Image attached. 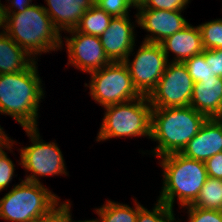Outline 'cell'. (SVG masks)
<instances>
[{
    "instance_id": "cell-7",
    "label": "cell",
    "mask_w": 222,
    "mask_h": 222,
    "mask_svg": "<svg viewBox=\"0 0 222 222\" xmlns=\"http://www.w3.org/2000/svg\"><path fill=\"white\" fill-rule=\"evenodd\" d=\"M89 75L90 82L85 87H89L92 99L103 107L141 97L124 62H111Z\"/></svg>"
},
{
    "instance_id": "cell-34",
    "label": "cell",
    "mask_w": 222,
    "mask_h": 222,
    "mask_svg": "<svg viewBox=\"0 0 222 222\" xmlns=\"http://www.w3.org/2000/svg\"><path fill=\"white\" fill-rule=\"evenodd\" d=\"M63 222H97V221L96 219L73 221L71 214V203L68 200V201H63Z\"/></svg>"
},
{
    "instance_id": "cell-17",
    "label": "cell",
    "mask_w": 222,
    "mask_h": 222,
    "mask_svg": "<svg viewBox=\"0 0 222 222\" xmlns=\"http://www.w3.org/2000/svg\"><path fill=\"white\" fill-rule=\"evenodd\" d=\"M190 106L207 118H222V78L195 82Z\"/></svg>"
},
{
    "instance_id": "cell-19",
    "label": "cell",
    "mask_w": 222,
    "mask_h": 222,
    "mask_svg": "<svg viewBox=\"0 0 222 222\" xmlns=\"http://www.w3.org/2000/svg\"><path fill=\"white\" fill-rule=\"evenodd\" d=\"M113 17L94 4L86 10L75 30L84 34L100 37L108 28Z\"/></svg>"
},
{
    "instance_id": "cell-5",
    "label": "cell",
    "mask_w": 222,
    "mask_h": 222,
    "mask_svg": "<svg viewBox=\"0 0 222 222\" xmlns=\"http://www.w3.org/2000/svg\"><path fill=\"white\" fill-rule=\"evenodd\" d=\"M0 199V218L9 222H32L47 215L60 203V197L42 183L21 180Z\"/></svg>"
},
{
    "instance_id": "cell-15",
    "label": "cell",
    "mask_w": 222,
    "mask_h": 222,
    "mask_svg": "<svg viewBox=\"0 0 222 222\" xmlns=\"http://www.w3.org/2000/svg\"><path fill=\"white\" fill-rule=\"evenodd\" d=\"M168 62L169 53L174 54L171 62L184 63L194 55H198L204 51L202 44V36L199 26L187 24L182 30L167 37L160 43Z\"/></svg>"
},
{
    "instance_id": "cell-9",
    "label": "cell",
    "mask_w": 222,
    "mask_h": 222,
    "mask_svg": "<svg viewBox=\"0 0 222 222\" xmlns=\"http://www.w3.org/2000/svg\"><path fill=\"white\" fill-rule=\"evenodd\" d=\"M123 62L138 93L148 97L165 72L168 59L161 44L143 41L133 60L127 57Z\"/></svg>"
},
{
    "instance_id": "cell-28",
    "label": "cell",
    "mask_w": 222,
    "mask_h": 222,
    "mask_svg": "<svg viewBox=\"0 0 222 222\" xmlns=\"http://www.w3.org/2000/svg\"><path fill=\"white\" fill-rule=\"evenodd\" d=\"M15 166L13 161L6 154L0 159V192L7 189L13 180Z\"/></svg>"
},
{
    "instance_id": "cell-26",
    "label": "cell",
    "mask_w": 222,
    "mask_h": 222,
    "mask_svg": "<svg viewBox=\"0 0 222 222\" xmlns=\"http://www.w3.org/2000/svg\"><path fill=\"white\" fill-rule=\"evenodd\" d=\"M95 4L112 17L130 15L129 9L135 7L130 0H96Z\"/></svg>"
},
{
    "instance_id": "cell-36",
    "label": "cell",
    "mask_w": 222,
    "mask_h": 222,
    "mask_svg": "<svg viewBox=\"0 0 222 222\" xmlns=\"http://www.w3.org/2000/svg\"><path fill=\"white\" fill-rule=\"evenodd\" d=\"M145 0H130V2L135 6V8L141 5Z\"/></svg>"
},
{
    "instance_id": "cell-25",
    "label": "cell",
    "mask_w": 222,
    "mask_h": 222,
    "mask_svg": "<svg viewBox=\"0 0 222 222\" xmlns=\"http://www.w3.org/2000/svg\"><path fill=\"white\" fill-rule=\"evenodd\" d=\"M188 213V222H222V211L202 209L192 204L184 206Z\"/></svg>"
},
{
    "instance_id": "cell-27",
    "label": "cell",
    "mask_w": 222,
    "mask_h": 222,
    "mask_svg": "<svg viewBox=\"0 0 222 222\" xmlns=\"http://www.w3.org/2000/svg\"><path fill=\"white\" fill-rule=\"evenodd\" d=\"M188 3H190V0H145L136 8L183 11Z\"/></svg>"
},
{
    "instance_id": "cell-22",
    "label": "cell",
    "mask_w": 222,
    "mask_h": 222,
    "mask_svg": "<svg viewBox=\"0 0 222 222\" xmlns=\"http://www.w3.org/2000/svg\"><path fill=\"white\" fill-rule=\"evenodd\" d=\"M174 209L169 208L163 202L157 200L152 210H148L138 203V215L136 222H180L174 216Z\"/></svg>"
},
{
    "instance_id": "cell-12",
    "label": "cell",
    "mask_w": 222,
    "mask_h": 222,
    "mask_svg": "<svg viewBox=\"0 0 222 222\" xmlns=\"http://www.w3.org/2000/svg\"><path fill=\"white\" fill-rule=\"evenodd\" d=\"M135 22L138 27L150 34L143 41L161 43L167 37L182 30L189 22L181 14L182 11L136 8Z\"/></svg>"
},
{
    "instance_id": "cell-3",
    "label": "cell",
    "mask_w": 222,
    "mask_h": 222,
    "mask_svg": "<svg viewBox=\"0 0 222 222\" xmlns=\"http://www.w3.org/2000/svg\"><path fill=\"white\" fill-rule=\"evenodd\" d=\"M5 17L4 32L32 58L63 49L61 33L42 5L34 4L24 12L5 14Z\"/></svg>"
},
{
    "instance_id": "cell-16",
    "label": "cell",
    "mask_w": 222,
    "mask_h": 222,
    "mask_svg": "<svg viewBox=\"0 0 222 222\" xmlns=\"http://www.w3.org/2000/svg\"><path fill=\"white\" fill-rule=\"evenodd\" d=\"M48 7L43 6L54 26L61 31L75 29L86 10L96 0H45Z\"/></svg>"
},
{
    "instance_id": "cell-29",
    "label": "cell",
    "mask_w": 222,
    "mask_h": 222,
    "mask_svg": "<svg viewBox=\"0 0 222 222\" xmlns=\"http://www.w3.org/2000/svg\"><path fill=\"white\" fill-rule=\"evenodd\" d=\"M205 60H210L212 73L222 78V49H205Z\"/></svg>"
},
{
    "instance_id": "cell-23",
    "label": "cell",
    "mask_w": 222,
    "mask_h": 222,
    "mask_svg": "<svg viewBox=\"0 0 222 222\" xmlns=\"http://www.w3.org/2000/svg\"><path fill=\"white\" fill-rule=\"evenodd\" d=\"M186 65L189 75L191 76L193 82H201L204 79H218L212 73L210 68V60H205V49L202 53L194 55L184 62Z\"/></svg>"
},
{
    "instance_id": "cell-20",
    "label": "cell",
    "mask_w": 222,
    "mask_h": 222,
    "mask_svg": "<svg viewBox=\"0 0 222 222\" xmlns=\"http://www.w3.org/2000/svg\"><path fill=\"white\" fill-rule=\"evenodd\" d=\"M107 202L101 207L95 209L99 216L97 222H136L138 215V202L135 200V207L127 204L106 200Z\"/></svg>"
},
{
    "instance_id": "cell-11",
    "label": "cell",
    "mask_w": 222,
    "mask_h": 222,
    "mask_svg": "<svg viewBox=\"0 0 222 222\" xmlns=\"http://www.w3.org/2000/svg\"><path fill=\"white\" fill-rule=\"evenodd\" d=\"M65 33L70 34L69 37L64 36L69 57L67 65L75 66L77 70L88 74L111 63L98 36L84 34L75 29Z\"/></svg>"
},
{
    "instance_id": "cell-35",
    "label": "cell",
    "mask_w": 222,
    "mask_h": 222,
    "mask_svg": "<svg viewBox=\"0 0 222 222\" xmlns=\"http://www.w3.org/2000/svg\"><path fill=\"white\" fill-rule=\"evenodd\" d=\"M5 20H6V17H5V13H4V6L0 0V30L2 29V31L0 33L5 31Z\"/></svg>"
},
{
    "instance_id": "cell-13",
    "label": "cell",
    "mask_w": 222,
    "mask_h": 222,
    "mask_svg": "<svg viewBox=\"0 0 222 222\" xmlns=\"http://www.w3.org/2000/svg\"><path fill=\"white\" fill-rule=\"evenodd\" d=\"M129 17V15L113 17L108 28L99 37L104 52L111 62H123L135 49V26Z\"/></svg>"
},
{
    "instance_id": "cell-18",
    "label": "cell",
    "mask_w": 222,
    "mask_h": 222,
    "mask_svg": "<svg viewBox=\"0 0 222 222\" xmlns=\"http://www.w3.org/2000/svg\"><path fill=\"white\" fill-rule=\"evenodd\" d=\"M35 60L5 32L0 33V74L22 72Z\"/></svg>"
},
{
    "instance_id": "cell-10",
    "label": "cell",
    "mask_w": 222,
    "mask_h": 222,
    "mask_svg": "<svg viewBox=\"0 0 222 222\" xmlns=\"http://www.w3.org/2000/svg\"><path fill=\"white\" fill-rule=\"evenodd\" d=\"M194 82L184 63L168 62L156 88L148 96L152 108L190 105Z\"/></svg>"
},
{
    "instance_id": "cell-1",
    "label": "cell",
    "mask_w": 222,
    "mask_h": 222,
    "mask_svg": "<svg viewBox=\"0 0 222 222\" xmlns=\"http://www.w3.org/2000/svg\"><path fill=\"white\" fill-rule=\"evenodd\" d=\"M35 60L26 70L0 74V114L11 116L21 127L37 128L38 110L45 97Z\"/></svg>"
},
{
    "instance_id": "cell-30",
    "label": "cell",
    "mask_w": 222,
    "mask_h": 222,
    "mask_svg": "<svg viewBox=\"0 0 222 222\" xmlns=\"http://www.w3.org/2000/svg\"><path fill=\"white\" fill-rule=\"evenodd\" d=\"M205 165L208 177L222 179V152L209 158Z\"/></svg>"
},
{
    "instance_id": "cell-21",
    "label": "cell",
    "mask_w": 222,
    "mask_h": 222,
    "mask_svg": "<svg viewBox=\"0 0 222 222\" xmlns=\"http://www.w3.org/2000/svg\"><path fill=\"white\" fill-rule=\"evenodd\" d=\"M192 205L202 209L222 211V179L207 177L199 197Z\"/></svg>"
},
{
    "instance_id": "cell-31",
    "label": "cell",
    "mask_w": 222,
    "mask_h": 222,
    "mask_svg": "<svg viewBox=\"0 0 222 222\" xmlns=\"http://www.w3.org/2000/svg\"><path fill=\"white\" fill-rule=\"evenodd\" d=\"M9 5L4 6L5 14L21 13L24 12L28 7L34 5L32 0H7Z\"/></svg>"
},
{
    "instance_id": "cell-6",
    "label": "cell",
    "mask_w": 222,
    "mask_h": 222,
    "mask_svg": "<svg viewBox=\"0 0 222 222\" xmlns=\"http://www.w3.org/2000/svg\"><path fill=\"white\" fill-rule=\"evenodd\" d=\"M96 141L112 138L147 137L151 138V111L147 96L104 107Z\"/></svg>"
},
{
    "instance_id": "cell-4",
    "label": "cell",
    "mask_w": 222,
    "mask_h": 222,
    "mask_svg": "<svg viewBox=\"0 0 222 222\" xmlns=\"http://www.w3.org/2000/svg\"><path fill=\"white\" fill-rule=\"evenodd\" d=\"M159 159L163 169V187L157 200L172 209L176 197L181 208L193 204L208 177L205 162L187 158L181 153Z\"/></svg>"
},
{
    "instance_id": "cell-24",
    "label": "cell",
    "mask_w": 222,
    "mask_h": 222,
    "mask_svg": "<svg viewBox=\"0 0 222 222\" xmlns=\"http://www.w3.org/2000/svg\"><path fill=\"white\" fill-rule=\"evenodd\" d=\"M204 49H222V19L199 25Z\"/></svg>"
},
{
    "instance_id": "cell-33",
    "label": "cell",
    "mask_w": 222,
    "mask_h": 222,
    "mask_svg": "<svg viewBox=\"0 0 222 222\" xmlns=\"http://www.w3.org/2000/svg\"><path fill=\"white\" fill-rule=\"evenodd\" d=\"M3 127H0V159L4 157L7 153L4 151L8 150L12 152V146L14 145V140H12L8 135L3 131Z\"/></svg>"
},
{
    "instance_id": "cell-14",
    "label": "cell",
    "mask_w": 222,
    "mask_h": 222,
    "mask_svg": "<svg viewBox=\"0 0 222 222\" xmlns=\"http://www.w3.org/2000/svg\"><path fill=\"white\" fill-rule=\"evenodd\" d=\"M220 152H222V118H207L181 154L190 159L206 162Z\"/></svg>"
},
{
    "instance_id": "cell-8",
    "label": "cell",
    "mask_w": 222,
    "mask_h": 222,
    "mask_svg": "<svg viewBox=\"0 0 222 222\" xmlns=\"http://www.w3.org/2000/svg\"><path fill=\"white\" fill-rule=\"evenodd\" d=\"M27 136L31 139L30 146L19 148L20 162L25 171L31 172L24 180L41 184L40 176H68L63 154L55 142H44L40 139L39 129L24 128Z\"/></svg>"
},
{
    "instance_id": "cell-2",
    "label": "cell",
    "mask_w": 222,
    "mask_h": 222,
    "mask_svg": "<svg viewBox=\"0 0 222 222\" xmlns=\"http://www.w3.org/2000/svg\"><path fill=\"white\" fill-rule=\"evenodd\" d=\"M207 117L193 107L152 108L151 140L158 143L151 151L162 157L181 153L188 142L199 132Z\"/></svg>"
},
{
    "instance_id": "cell-32",
    "label": "cell",
    "mask_w": 222,
    "mask_h": 222,
    "mask_svg": "<svg viewBox=\"0 0 222 222\" xmlns=\"http://www.w3.org/2000/svg\"><path fill=\"white\" fill-rule=\"evenodd\" d=\"M32 222H63V202L47 215L37 218Z\"/></svg>"
}]
</instances>
